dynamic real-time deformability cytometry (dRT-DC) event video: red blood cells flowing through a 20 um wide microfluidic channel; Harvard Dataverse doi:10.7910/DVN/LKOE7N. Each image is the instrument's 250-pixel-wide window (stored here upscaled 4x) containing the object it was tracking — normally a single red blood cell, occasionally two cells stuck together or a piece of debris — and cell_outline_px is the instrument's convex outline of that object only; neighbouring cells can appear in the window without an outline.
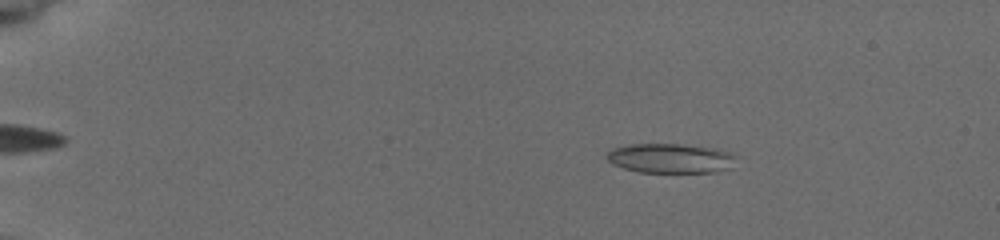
{"species": "common noctule bat (a hibernating species)", "species_latin": "Nyctalus noctula", "temperature_condition": "cold", "stored_images_in_passage": 10, "camera_frame_rate_fps": 3000, "um_per_image_px": 0.085, "animal": {"sex": "female", "body_mass_g": 19.5, "forearm_length_mm": 54.1}, "frame": {"image": 1, "passage_image": 5, "time_ms": 3.333, "image_size_px": [1000, 240], "cell_outline_px": [[736, 156], [732, 168], [716, 172], [640, 172], [624, 168], [612, 164], [604, 156], [612, 148], [632, 144], [676, 144], [708, 148], [728, 152]], "centroid_in_image_um": [56.95, 13.47], "position_along_channel_um": 28.0, "area_um2": 22.08}}
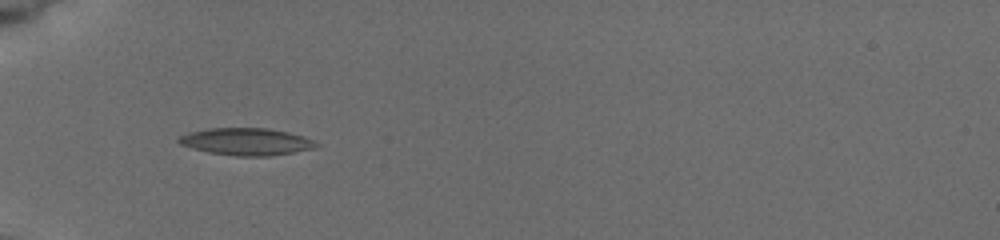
{"frame": {"image": 2, "passage_image": 9, "time_ms": 6.667, "image_size_px": [1000, 240], "cell_outline_px": [[320, 144], [312, 148], [292, 152], [268, 156], [236, 156], [208, 152], [192, 148], [180, 144], [176, 140], [180, 136], [188, 132], [208, 128], [268, 128], [288, 132], [304, 136]], "centroid_in_image_um": [20.9, 12.03], "position_along_channel_um": 64.1, "area_um2": 21.68}}